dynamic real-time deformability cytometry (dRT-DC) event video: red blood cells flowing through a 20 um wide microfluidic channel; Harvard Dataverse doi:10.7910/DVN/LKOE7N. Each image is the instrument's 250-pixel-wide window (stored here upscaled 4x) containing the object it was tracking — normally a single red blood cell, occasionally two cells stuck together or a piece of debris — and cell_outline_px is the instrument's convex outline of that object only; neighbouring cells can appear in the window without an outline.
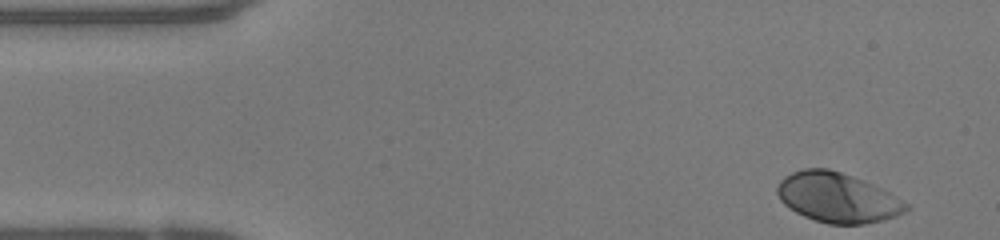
{"species": "human", "species_latin": "Homo sapiens", "temperature_condition": "warm", "stored_images_in_passage": 38, "camera_frame_rate_fps": 3000, "um_per_image_px": 0.085, "donor": {"sex": "female"}, "frame": {"image": 1, "passage_image": 1, "time_ms": 0.0, "image_size_px": [1000, 240], "cell_outline_px": [[912, 208], [896, 216], [884, 220], [864, 224], [828, 224], [804, 216], [796, 212], [784, 204], [780, 200], [776, 192], [776, 188], [780, 180], [784, 176], [792, 172], [804, 168], [828, 168], [864, 180], [888, 192], [908, 204]], "centroid_in_image_um": [71.17, 16.79], "position_along_channel_um": 13.8, "area_um2": 37.34}}
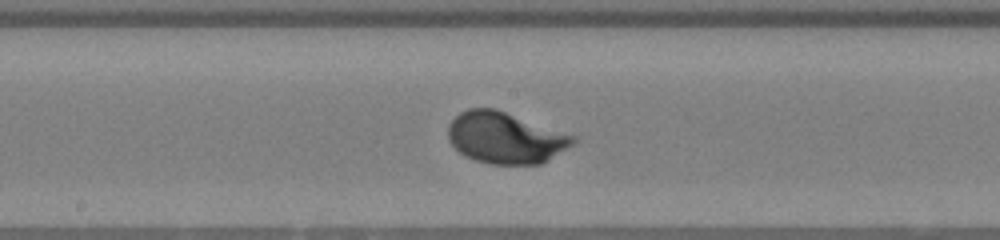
{"frame": {"image": 2, "passage_image": 22, "time_ms": 7.0, "image_size_px": [1000, 240], "cell_outline_px": [[576, 144], [548, 160], [540, 164], [488, 164], [464, 156], [448, 140], [448, 124], [460, 112], [468, 108], [496, 108], [576, 136]], "centroid_in_image_um": [42.97, 11.71], "position_along_channel_um": 205.2, "area_um2": 37.63}}
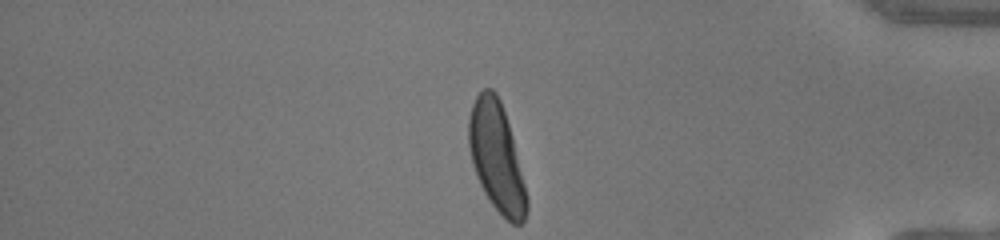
{"frame": {"image": 3, "passage_image": 38, "time_ms": 12.333, "image_size_px": [1000, 240], "cell_outline_px": [[528, 208], [524, 220], [520, 224], [512, 224], [492, 204], [484, 192], [476, 176], [472, 164], [468, 144], [468, 116], [472, 104], [476, 96], [484, 88], [492, 88], [496, 92], [500, 100], [512, 136], [528, 200]], "centroid_in_image_um": [42.18, 13.33], "position_along_channel_um": 393.0, "area_um2": 36.41}, "authors_computed_cell_mechanics": {"area_um2": 36.3851, "velocity_mm_per_s": 4.1607, "shape_relaxation_time_tau1_ms": 2.0556, "shape_relaxation_time_tau2_ms": null, "deformation_change_tau1": 0.1755, "deformation_change_tau2": null}}